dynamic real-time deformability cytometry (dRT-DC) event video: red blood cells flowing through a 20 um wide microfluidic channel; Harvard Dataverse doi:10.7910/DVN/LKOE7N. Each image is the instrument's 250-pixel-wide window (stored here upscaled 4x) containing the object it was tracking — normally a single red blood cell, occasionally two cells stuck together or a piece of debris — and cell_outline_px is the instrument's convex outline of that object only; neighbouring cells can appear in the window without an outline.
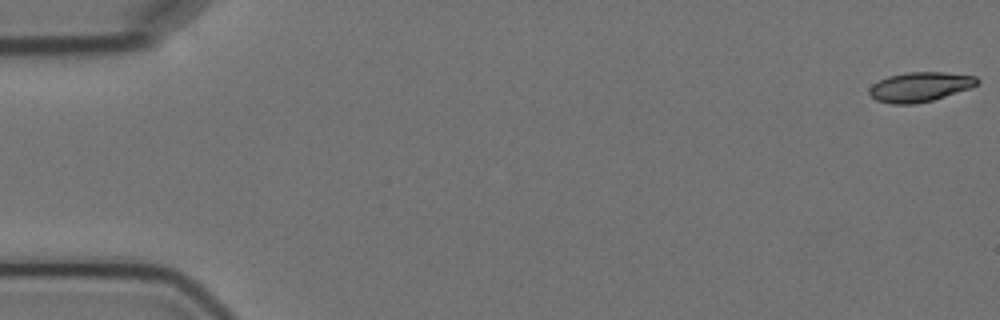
{"species": "Egyptian fruit bat (a non-hibernating species)", "species_latin": "Rousettus aegyptiacus", "temperature_condition": "cold", "stored_images_in_passage": 7, "camera_frame_rate_fps": 3000, "um_per_image_px": 0.085, "animal": {"sex": "female"}, "frame": {"image": 1, "passage_image": 1, "time_ms": 0.0, "image_size_px": [1000, 320], "cell_outline_px": [[980, 80], [972, 88], [932, 100], [916, 104], [892, 104], [876, 100], [868, 92], [868, 88], [872, 84], [888, 76], [904, 72], [944, 72], [976, 76]], "centroid_in_image_um": [78.19, 7.38], "position_along_channel_um": 6.8, "area_um2": 18.73}}
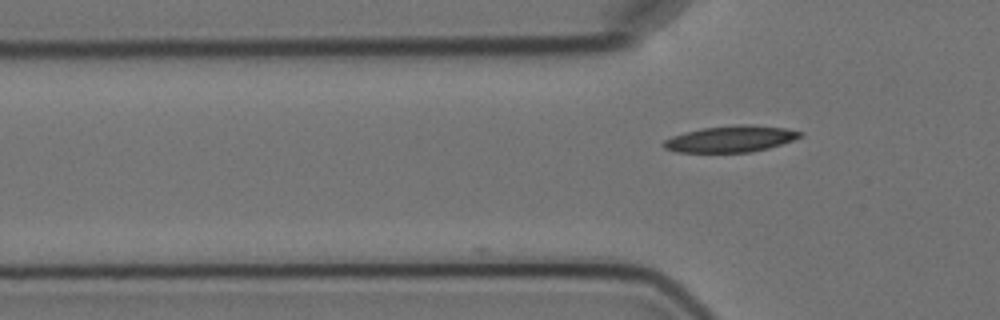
{"frame": {"image": 2, "passage_image": 5, "time_ms": 5.667, "image_size_px": [1000, 320], "cell_outline_px": [[804, 132], [800, 136], [792, 140], [768, 148], [752, 152], [676, 152], [664, 148], [660, 144], [664, 140], [672, 136], [684, 132], [700, 128], [736, 124], [748, 124], [788, 128]], "centroid_in_image_um": [62.07, 11.8], "position_along_channel_um": 63.7, "area_um2": 21.15}}